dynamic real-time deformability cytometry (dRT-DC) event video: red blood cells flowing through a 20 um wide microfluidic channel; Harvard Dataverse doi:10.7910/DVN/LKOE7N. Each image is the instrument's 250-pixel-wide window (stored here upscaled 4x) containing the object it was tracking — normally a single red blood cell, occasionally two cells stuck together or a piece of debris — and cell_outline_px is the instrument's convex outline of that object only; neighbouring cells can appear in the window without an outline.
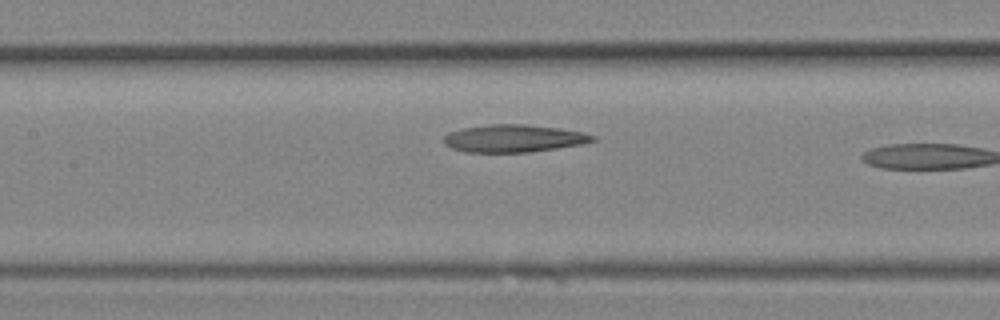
{"species": "Egyptian fruit bat (a non-hibernating species)", "species_latin": "Rousettus aegyptiacus", "temperature_condition": "room temperature", "stored_images_in_passage": 11, "segment_of_instrument_passage": [2, 2], "camera_frame_rate_fps": 3000, "um_per_image_px": 0.085, "animal": {"sex": "female"}, "frame": {"image": 1, "passage_image": 11, "time_ms": 3.333, "image_size_px": [1000, 320], "cell_outline_px": [[596, 140], [584, 144], [528, 152], [464, 152], [452, 148], [444, 144], [444, 136], [448, 132], [460, 128], [492, 124], [528, 124], [560, 128], [584, 132], [596, 136]], "centroid_in_image_um": [43.67, 11.75], "position_along_channel_um": 163.7, "area_um2": 24.1}}